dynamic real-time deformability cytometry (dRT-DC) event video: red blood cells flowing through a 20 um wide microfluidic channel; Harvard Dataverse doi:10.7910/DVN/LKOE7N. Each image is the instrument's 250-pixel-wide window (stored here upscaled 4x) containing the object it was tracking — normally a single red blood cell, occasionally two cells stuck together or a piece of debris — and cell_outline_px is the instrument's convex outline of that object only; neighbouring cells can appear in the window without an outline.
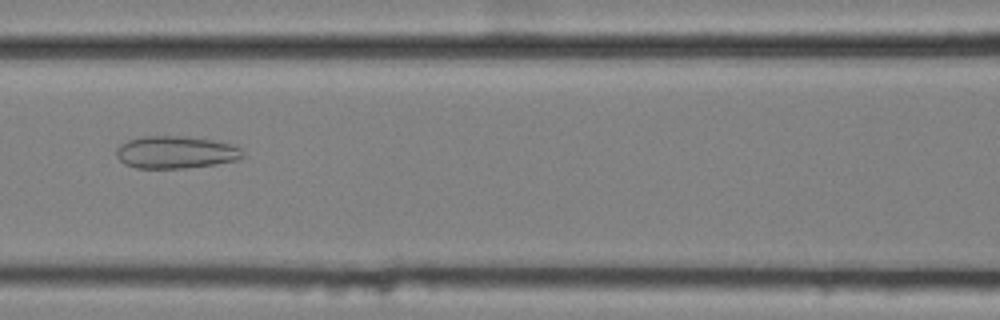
{"species": "common noctule bat (a hibernating species)", "species_latin": "Nyctalus noctula", "temperature_condition": "cold", "stored_images_in_passage": 34, "camera_frame_rate_fps": 3000, "um_per_image_px": 0.085, "animal": {"sex": "female", "body_mass_g": 25.1}, "frame": {"image": 1, "passage_image": 26, "time_ms": 8.333, "image_size_px": [1000, 320], "cell_outline_px": [[244, 156], [236, 160], [216, 164], [184, 168], [136, 168], [124, 164], [116, 156], [116, 148], [120, 144], [128, 140], [140, 136], [184, 136], [212, 140], [232, 144], [240, 148], [244, 152]], "centroid_in_image_um": [14.91, 12.94], "position_along_channel_um": 151.7, "area_um2": 23.99}}
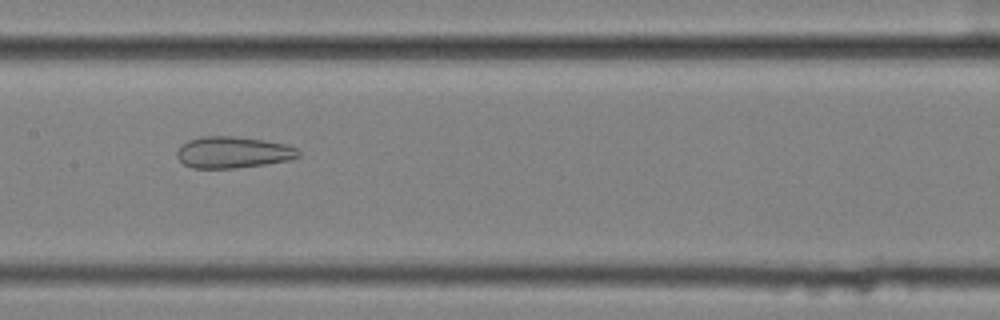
{"frame": {"image": 2, "passage_image": 29, "time_ms": 9.333, "image_size_px": [1000, 320], "cell_outline_px": [[300, 156], [292, 160], [236, 168], [192, 168], [184, 164], [176, 156], [176, 152], [188, 140], [200, 136], [232, 136], [264, 140], [284, 144], [296, 148], [300, 152]], "centroid_in_image_um": [19.81, 12.95], "position_along_channel_um": 187.6, "area_um2": 22.25}}
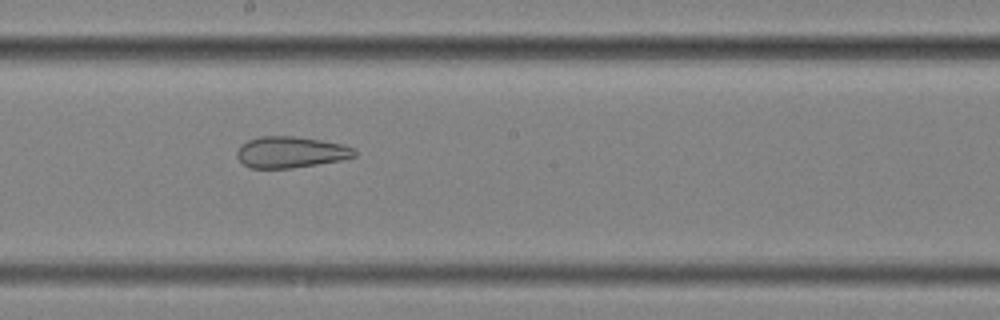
{"frame": {"image": 3, "passage_image": 32, "time_ms": 10.333, "image_size_px": [1000, 320], "cell_outline_px": [[356, 156], [340, 160], [292, 168], [248, 168], [236, 156], [236, 152], [240, 144], [248, 140], [260, 136], [292, 136], [320, 140], [344, 144], [352, 148], [356, 152]], "centroid_in_image_um": [24.67, 12.93], "position_along_channel_um": 223.5, "area_um2": 21.39}}